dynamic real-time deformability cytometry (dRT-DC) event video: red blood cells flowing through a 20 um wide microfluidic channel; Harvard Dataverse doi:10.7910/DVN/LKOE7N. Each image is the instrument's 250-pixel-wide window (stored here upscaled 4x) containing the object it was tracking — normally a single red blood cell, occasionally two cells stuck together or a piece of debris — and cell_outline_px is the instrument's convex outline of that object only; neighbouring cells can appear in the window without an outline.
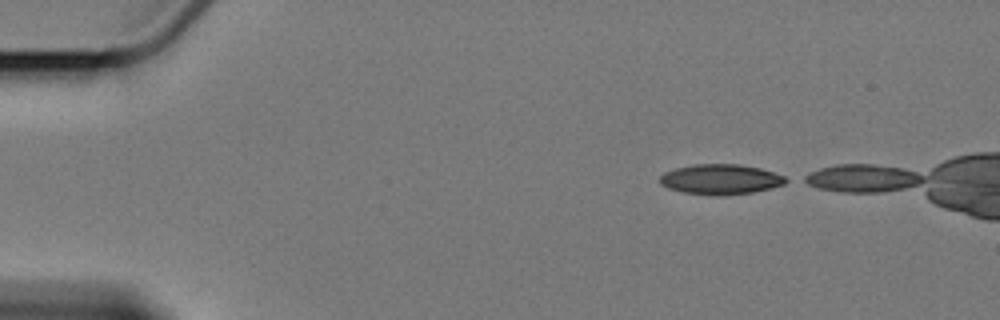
{"species": "Egyptian fruit bat (a non-hibernating species)", "species_latin": "Rousettus aegyptiacus", "temperature_condition": "cold", "stored_images_in_passage": 7, "camera_frame_rate_fps": 3000, "um_per_image_px": 0.085, "animal": {"sex": "female"}, "frame": {"image": 1, "passage_image": 1, "time_ms": 0.0, "image_size_px": [1000, 320], "cell_outline_px": [[792, 180], [784, 184], [752, 192], [684, 192], [668, 188], [660, 184], [660, 176], [664, 172], [676, 168], [692, 164], [740, 164], [760, 168], [784, 176]], "centroid_in_image_um": [61.26, 15.18], "position_along_channel_um": 23.7, "area_um2": 21.1}}
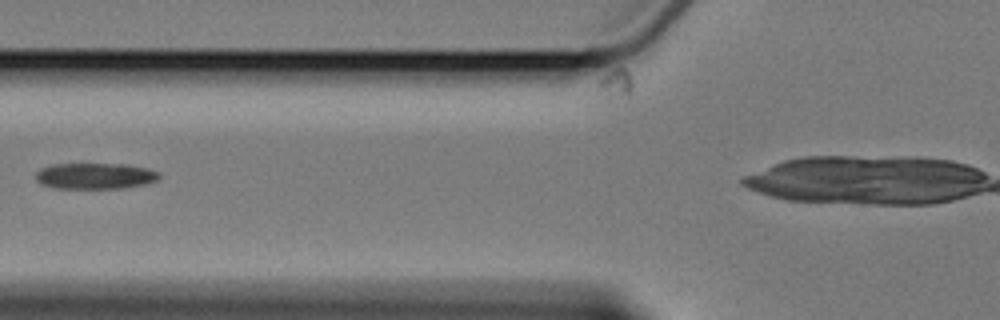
{"frame": {"image": 2, "passage_image": 6, "time_ms": 7.0, "image_size_px": [1000, 320], "cell_outline_px": [[160, 176], [156, 180], [144, 184], [124, 188], [52, 188], [40, 184], [36, 180], [36, 172], [40, 168], [52, 164], [128, 164], [148, 168], [160, 172]], "centroid_in_image_um": [8.07, 14.95], "position_along_channel_um": 117.7, "area_um2": 18.9}}